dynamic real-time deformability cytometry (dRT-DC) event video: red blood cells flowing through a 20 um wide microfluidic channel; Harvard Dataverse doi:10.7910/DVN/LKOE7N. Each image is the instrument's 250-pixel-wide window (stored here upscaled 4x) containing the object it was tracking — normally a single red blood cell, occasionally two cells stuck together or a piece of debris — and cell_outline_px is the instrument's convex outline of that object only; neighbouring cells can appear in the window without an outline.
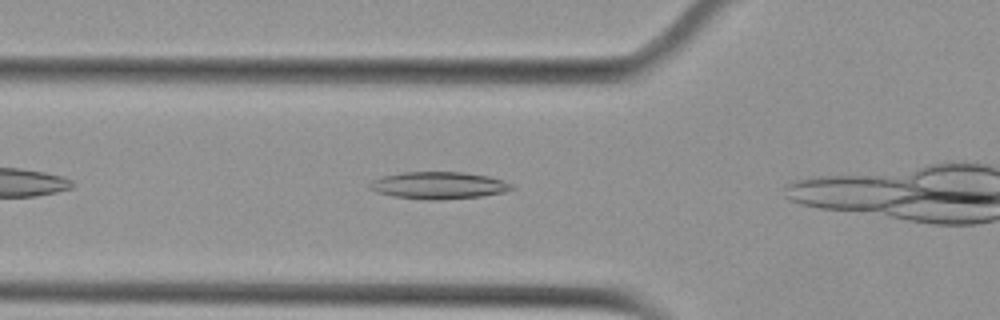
{"species": "Egyptian fruit bat (a non-hibernating species)", "species_latin": "Rousettus aegyptiacus", "temperature_condition": "cold", "stored_images_in_passage": 10, "camera_frame_rate_fps": 3000, "um_per_image_px": 0.085, "animal": {"sex": "female"}, "frame": {"image": 1, "passage_image": 6, "time_ms": 1.667, "image_size_px": [1000, 320], "cell_outline_px": [[512, 188], [504, 192], [480, 196], [440, 200], [424, 200], [392, 196], [376, 192], [368, 188], [368, 184], [372, 180], [380, 176], [404, 172], [464, 172], [488, 176], [504, 180], [512, 184]], "centroid_in_image_um": [37.23, 15.76], "position_along_channel_um": 88.6, "area_um2": 22.6}}
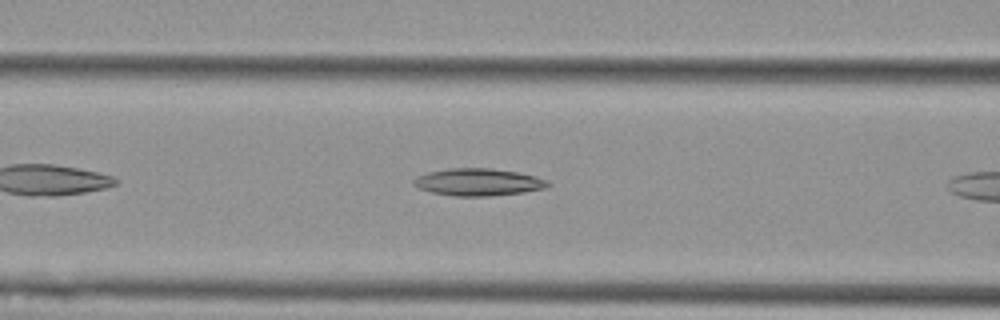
{"frame": {"image": 2, "passage_image": 9, "time_ms": 2.667, "image_size_px": [1000, 320], "cell_outline_px": [[552, 184], [544, 188], [524, 192], [488, 196], [452, 196], [432, 192], [420, 188], [412, 184], [412, 180], [416, 176], [428, 172], [448, 168], [492, 168], [520, 172], [548, 180]], "centroid_in_image_um": [40.65, 15.47], "position_along_channel_um": 126.0, "area_um2": 21.44}}